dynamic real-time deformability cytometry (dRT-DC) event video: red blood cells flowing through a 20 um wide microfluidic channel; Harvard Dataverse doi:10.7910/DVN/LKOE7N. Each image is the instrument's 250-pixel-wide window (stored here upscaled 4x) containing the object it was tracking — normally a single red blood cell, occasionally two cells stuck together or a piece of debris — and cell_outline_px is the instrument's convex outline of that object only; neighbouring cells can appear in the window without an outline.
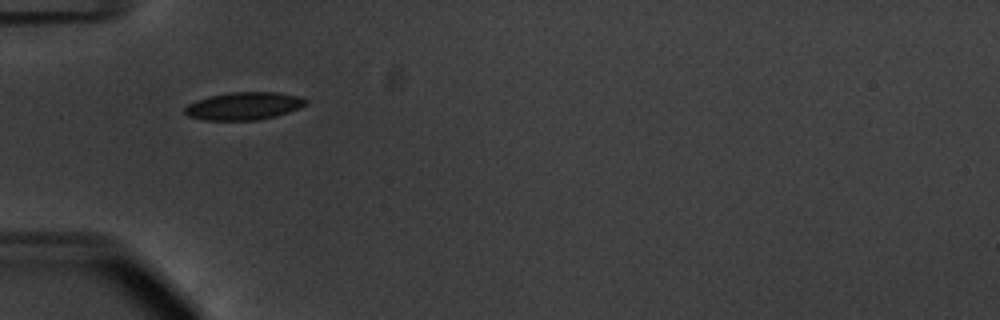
{"species": "common noctule bat (a hibernating species)", "species_latin": "Nyctalus noctula", "temperature_condition": "warm", "stored_images_in_passage": 41, "camera_frame_rate_fps": 3000, "um_per_image_px": 0.085, "animal": {"sex": "male", "body_mass_g": 20.1, "forearm_length_mm": 53.5}, "frame": {"image": 1, "passage_image": 5, "time_ms": 1.333, "image_size_px": [1000, 320], "cell_outline_px": [[308, 104], [300, 108], [276, 116], [256, 120], [204, 120], [188, 116], [184, 112], [184, 108], [188, 104], [196, 100], [208, 96], [232, 92], [280, 92], [300, 96], [308, 100]], "centroid_in_image_um": [20.75, 9.0], "position_along_channel_um": 64.2, "area_um2": 19.71}}
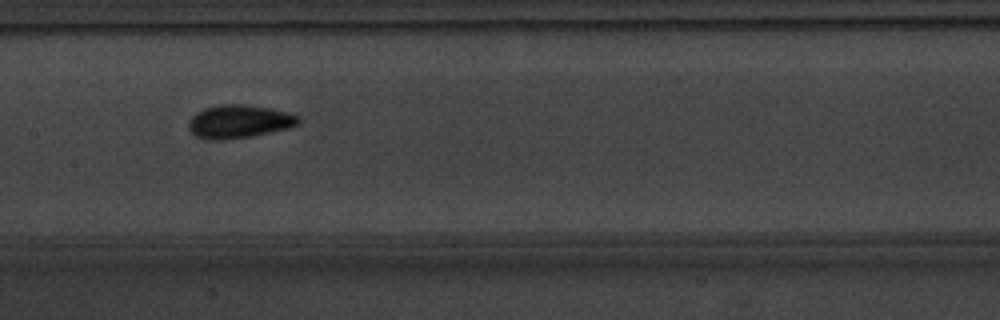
{"frame": {"image": 2, "passage_image": 15, "time_ms": 4.667, "image_size_px": [1000, 320], "cell_outline_px": [[300, 124], [288, 128], [252, 136], [220, 140], [208, 140], [196, 136], [188, 128], [188, 120], [196, 112], [204, 108], [220, 104], [244, 104], [268, 108], [288, 112], [300, 116]], "centroid_in_image_um": [20.31, 10.32], "position_along_channel_um": 187.1, "area_um2": 21.39}}
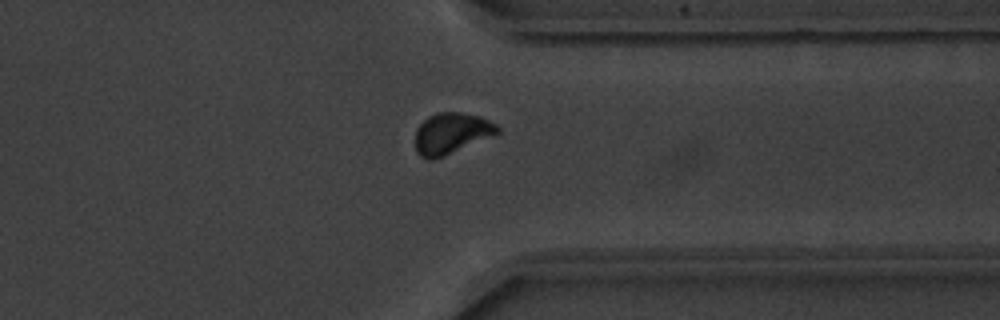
{"frame": {"image": 3, "passage_image": 30, "time_ms": 9.667, "image_size_px": [1000, 320], "cell_outline_px": [[500, 132], [496, 136], [444, 156], [432, 160], [428, 160], [420, 156], [416, 152], [416, 128], [428, 116], [440, 112], [460, 112], [480, 116], [496, 124], [500, 128]], "centroid_in_image_um": [38.4, 11.35], "position_along_channel_um": 373.0, "area_um2": 20.0}, "authors_computed_cell_mechanics": {"area_um2": 19.4208, "velocity_mm_per_s": 3.7433, "shape_relaxation_time_tau1_ms": 2.5959, "shape_relaxation_time_tau2_ms": 0.723, "deformation_change_tau1": 0.126, "deformation_change_tau2": 0.0514}}